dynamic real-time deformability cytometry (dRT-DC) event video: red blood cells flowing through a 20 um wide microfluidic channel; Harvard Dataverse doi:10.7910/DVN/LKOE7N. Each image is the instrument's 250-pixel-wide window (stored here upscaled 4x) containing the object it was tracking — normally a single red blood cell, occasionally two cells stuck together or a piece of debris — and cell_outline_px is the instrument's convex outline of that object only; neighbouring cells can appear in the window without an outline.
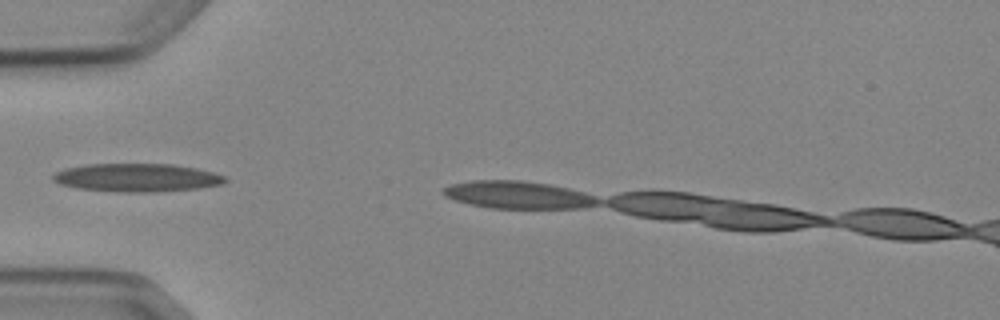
{"species": "Egyptian fruit bat (a non-hibernating species)", "species_latin": "Rousettus aegyptiacus", "temperature_condition": "cold", "stored_images_in_passage": 2, "camera_frame_rate_fps": 3000, "um_per_image_px": 0.085, "animal": {"sex": "female"}, "frame": {"image": 1, "passage_image": 1, "time_ms": 0.0, "image_size_px": [1000, 320], "cell_outline_px": [[228, 180], [220, 184], [196, 188], [152, 192], [124, 192], [76, 188], [60, 184], [52, 180], [52, 176], [56, 172], [64, 168], [84, 164], [172, 164], [196, 168], [212, 172], [224, 176]], "centroid_in_image_um": [11.58, 15.09], "position_along_channel_um": 73.4, "area_um2": 28.15}}